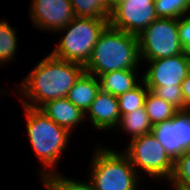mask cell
<instances>
[{"label":"cell","mask_w":190,"mask_h":190,"mask_svg":"<svg viewBox=\"0 0 190 190\" xmlns=\"http://www.w3.org/2000/svg\"><path fill=\"white\" fill-rule=\"evenodd\" d=\"M17 41L15 28L5 20L0 21V64L14 60Z\"/></svg>","instance_id":"603a6c76"},{"label":"cell","mask_w":190,"mask_h":190,"mask_svg":"<svg viewBox=\"0 0 190 190\" xmlns=\"http://www.w3.org/2000/svg\"><path fill=\"white\" fill-rule=\"evenodd\" d=\"M136 70L137 69H124L101 74L98 77L100 90L118 97L134 89L139 85L137 84Z\"/></svg>","instance_id":"5bb4252c"},{"label":"cell","mask_w":190,"mask_h":190,"mask_svg":"<svg viewBox=\"0 0 190 190\" xmlns=\"http://www.w3.org/2000/svg\"><path fill=\"white\" fill-rule=\"evenodd\" d=\"M118 125L122 126L126 133L132 135V139L152 132V124L149 121L145 107L122 115Z\"/></svg>","instance_id":"e0dca14e"},{"label":"cell","mask_w":190,"mask_h":190,"mask_svg":"<svg viewBox=\"0 0 190 190\" xmlns=\"http://www.w3.org/2000/svg\"><path fill=\"white\" fill-rule=\"evenodd\" d=\"M177 125L178 144L184 150H190V111L179 110L172 118Z\"/></svg>","instance_id":"cb8c5ba5"},{"label":"cell","mask_w":190,"mask_h":190,"mask_svg":"<svg viewBox=\"0 0 190 190\" xmlns=\"http://www.w3.org/2000/svg\"><path fill=\"white\" fill-rule=\"evenodd\" d=\"M108 21L109 19L75 17L67 26L58 30L67 32L50 54L85 66L99 35L109 24Z\"/></svg>","instance_id":"5b68a950"},{"label":"cell","mask_w":190,"mask_h":190,"mask_svg":"<svg viewBox=\"0 0 190 190\" xmlns=\"http://www.w3.org/2000/svg\"><path fill=\"white\" fill-rule=\"evenodd\" d=\"M86 113L89 114L93 127L99 130L117 127L121 118L117 96L101 90L96 94Z\"/></svg>","instance_id":"8fae6325"},{"label":"cell","mask_w":190,"mask_h":190,"mask_svg":"<svg viewBox=\"0 0 190 190\" xmlns=\"http://www.w3.org/2000/svg\"><path fill=\"white\" fill-rule=\"evenodd\" d=\"M84 71L81 64L47 55L18 87L22 95L29 99V102L27 98L21 100L23 106L40 108L50 100L67 97Z\"/></svg>","instance_id":"6da1fadb"},{"label":"cell","mask_w":190,"mask_h":190,"mask_svg":"<svg viewBox=\"0 0 190 190\" xmlns=\"http://www.w3.org/2000/svg\"><path fill=\"white\" fill-rule=\"evenodd\" d=\"M140 60L138 36L108 24L99 35L84 69L99 77L110 71L137 69Z\"/></svg>","instance_id":"7a4b0ae2"},{"label":"cell","mask_w":190,"mask_h":190,"mask_svg":"<svg viewBox=\"0 0 190 190\" xmlns=\"http://www.w3.org/2000/svg\"><path fill=\"white\" fill-rule=\"evenodd\" d=\"M152 92L172 104L178 110H184V99L181 87H156Z\"/></svg>","instance_id":"d4e9b609"},{"label":"cell","mask_w":190,"mask_h":190,"mask_svg":"<svg viewBox=\"0 0 190 190\" xmlns=\"http://www.w3.org/2000/svg\"><path fill=\"white\" fill-rule=\"evenodd\" d=\"M23 107L31 147L44 167L52 169L66 148L71 133L53 122L39 108Z\"/></svg>","instance_id":"3957f363"},{"label":"cell","mask_w":190,"mask_h":190,"mask_svg":"<svg viewBox=\"0 0 190 190\" xmlns=\"http://www.w3.org/2000/svg\"><path fill=\"white\" fill-rule=\"evenodd\" d=\"M123 152L134 168L142 169L153 178L171 179L174 160L152 133L131 139Z\"/></svg>","instance_id":"8992f818"},{"label":"cell","mask_w":190,"mask_h":190,"mask_svg":"<svg viewBox=\"0 0 190 190\" xmlns=\"http://www.w3.org/2000/svg\"><path fill=\"white\" fill-rule=\"evenodd\" d=\"M178 31L182 48L190 54V15L178 19Z\"/></svg>","instance_id":"484cf974"},{"label":"cell","mask_w":190,"mask_h":190,"mask_svg":"<svg viewBox=\"0 0 190 190\" xmlns=\"http://www.w3.org/2000/svg\"><path fill=\"white\" fill-rule=\"evenodd\" d=\"M46 190H94L90 182L67 179L52 171L40 173Z\"/></svg>","instance_id":"d6986e66"},{"label":"cell","mask_w":190,"mask_h":190,"mask_svg":"<svg viewBox=\"0 0 190 190\" xmlns=\"http://www.w3.org/2000/svg\"><path fill=\"white\" fill-rule=\"evenodd\" d=\"M141 84H143V86L138 85L134 89L117 97L121 116L144 107L145 97L149 89L143 81Z\"/></svg>","instance_id":"44dd1931"},{"label":"cell","mask_w":190,"mask_h":190,"mask_svg":"<svg viewBox=\"0 0 190 190\" xmlns=\"http://www.w3.org/2000/svg\"><path fill=\"white\" fill-rule=\"evenodd\" d=\"M169 181L174 190H190V150L174 161V171Z\"/></svg>","instance_id":"7402d4cb"},{"label":"cell","mask_w":190,"mask_h":190,"mask_svg":"<svg viewBox=\"0 0 190 190\" xmlns=\"http://www.w3.org/2000/svg\"><path fill=\"white\" fill-rule=\"evenodd\" d=\"M92 159L90 184L94 190H136L138 173L126 154L97 146Z\"/></svg>","instance_id":"277c9868"},{"label":"cell","mask_w":190,"mask_h":190,"mask_svg":"<svg viewBox=\"0 0 190 190\" xmlns=\"http://www.w3.org/2000/svg\"><path fill=\"white\" fill-rule=\"evenodd\" d=\"M75 17L109 19L111 11L105 0H70Z\"/></svg>","instance_id":"ac0fdd59"},{"label":"cell","mask_w":190,"mask_h":190,"mask_svg":"<svg viewBox=\"0 0 190 190\" xmlns=\"http://www.w3.org/2000/svg\"><path fill=\"white\" fill-rule=\"evenodd\" d=\"M146 62L150 66L141 81L150 91L156 87H181L190 73V54L186 52Z\"/></svg>","instance_id":"9c48e42d"},{"label":"cell","mask_w":190,"mask_h":190,"mask_svg":"<svg viewBox=\"0 0 190 190\" xmlns=\"http://www.w3.org/2000/svg\"><path fill=\"white\" fill-rule=\"evenodd\" d=\"M182 96L184 99V110L190 111V73L181 84Z\"/></svg>","instance_id":"4316f807"},{"label":"cell","mask_w":190,"mask_h":190,"mask_svg":"<svg viewBox=\"0 0 190 190\" xmlns=\"http://www.w3.org/2000/svg\"><path fill=\"white\" fill-rule=\"evenodd\" d=\"M155 0H121L111 10L109 25L130 34L139 35L158 17Z\"/></svg>","instance_id":"ba28073f"},{"label":"cell","mask_w":190,"mask_h":190,"mask_svg":"<svg viewBox=\"0 0 190 190\" xmlns=\"http://www.w3.org/2000/svg\"><path fill=\"white\" fill-rule=\"evenodd\" d=\"M151 133L174 161L185 152L178 144L177 125L173 119L152 126Z\"/></svg>","instance_id":"9a60e30c"},{"label":"cell","mask_w":190,"mask_h":190,"mask_svg":"<svg viewBox=\"0 0 190 190\" xmlns=\"http://www.w3.org/2000/svg\"><path fill=\"white\" fill-rule=\"evenodd\" d=\"M99 91L98 77L84 71L69 90L67 99L86 114Z\"/></svg>","instance_id":"4fadbf2b"},{"label":"cell","mask_w":190,"mask_h":190,"mask_svg":"<svg viewBox=\"0 0 190 190\" xmlns=\"http://www.w3.org/2000/svg\"><path fill=\"white\" fill-rule=\"evenodd\" d=\"M30 17L35 27L57 32L75 18V13L70 0H32Z\"/></svg>","instance_id":"30bf717a"},{"label":"cell","mask_w":190,"mask_h":190,"mask_svg":"<svg viewBox=\"0 0 190 190\" xmlns=\"http://www.w3.org/2000/svg\"><path fill=\"white\" fill-rule=\"evenodd\" d=\"M53 122L65 128L70 133L77 124L84 121L87 116L75 106L67 97L53 99L46 102L39 108Z\"/></svg>","instance_id":"7c38bea8"},{"label":"cell","mask_w":190,"mask_h":190,"mask_svg":"<svg viewBox=\"0 0 190 190\" xmlns=\"http://www.w3.org/2000/svg\"><path fill=\"white\" fill-rule=\"evenodd\" d=\"M144 107L152 126L172 119L179 111L172 104L161 99L150 90L146 94Z\"/></svg>","instance_id":"2e32d148"},{"label":"cell","mask_w":190,"mask_h":190,"mask_svg":"<svg viewBox=\"0 0 190 190\" xmlns=\"http://www.w3.org/2000/svg\"><path fill=\"white\" fill-rule=\"evenodd\" d=\"M120 1L121 0H105V5L111 11L120 3Z\"/></svg>","instance_id":"83f0119b"},{"label":"cell","mask_w":190,"mask_h":190,"mask_svg":"<svg viewBox=\"0 0 190 190\" xmlns=\"http://www.w3.org/2000/svg\"><path fill=\"white\" fill-rule=\"evenodd\" d=\"M154 5L158 18L179 19L190 11V0H155Z\"/></svg>","instance_id":"ffe728a7"},{"label":"cell","mask_w":190,"mask_h":190,"mask_svg":"<svg viewBox=\"0 0 190 190\" xmlns=\"http://www.w3.org/2000/svg\"><path fill=\"white\" fill-rule=\"evenodd\" d=\"M141 59L156 60L184 53L179 41L178 19L157 18L139 35Z\"/></svg>","instance_id":"52a82bcc"}]
</instances>
